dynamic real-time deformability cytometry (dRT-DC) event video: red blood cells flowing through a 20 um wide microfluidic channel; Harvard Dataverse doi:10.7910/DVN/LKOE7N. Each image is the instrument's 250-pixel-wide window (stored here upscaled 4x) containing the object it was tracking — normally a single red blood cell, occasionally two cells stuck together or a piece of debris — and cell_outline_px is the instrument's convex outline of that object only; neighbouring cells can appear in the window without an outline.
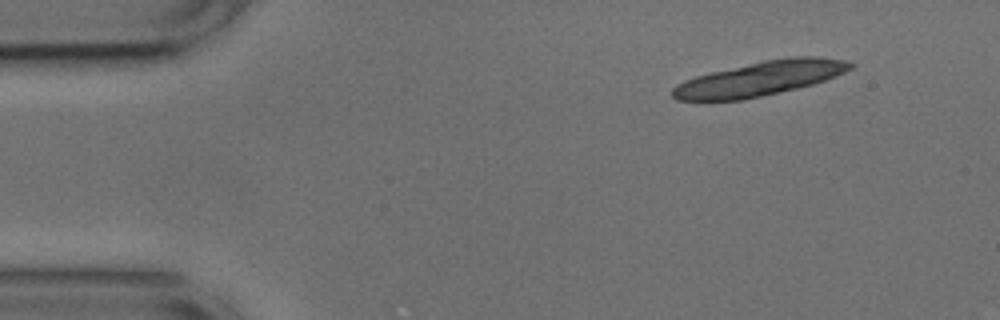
{"species": "common noctule bat (a hibernating species)", "species_latin": "Nyctalus noctula", "temperature_condition": "cold", "stored_images_in_passage": 13, "camera_frame_rate_fps": 3000, "um_per_image_px": 0.085, "animal": {"sex": "male", "body_mass_g": 17.9, "forearm_length_mm": 54.2}, "frame": {"image": 1, "passage_image": 1, "time_ms": 0.0, "image_size_px": [1000, 320], "cell_outline_px": [[856, 64], [852, 68], [844, 72], [824, 80], [812, 84], [796, 88], [760, 96], [740, 100], [676, 100], [672, 96], [672, 88], [676, 84], [684, 80], [696, 76], [712, 72], [764, 60], [792, 56], [816, 56], [844, 60]], "centroid_in_image_um": [64.59, 6.67], "position_along_channel_um": 20.4, "area_um2": 35.26}}